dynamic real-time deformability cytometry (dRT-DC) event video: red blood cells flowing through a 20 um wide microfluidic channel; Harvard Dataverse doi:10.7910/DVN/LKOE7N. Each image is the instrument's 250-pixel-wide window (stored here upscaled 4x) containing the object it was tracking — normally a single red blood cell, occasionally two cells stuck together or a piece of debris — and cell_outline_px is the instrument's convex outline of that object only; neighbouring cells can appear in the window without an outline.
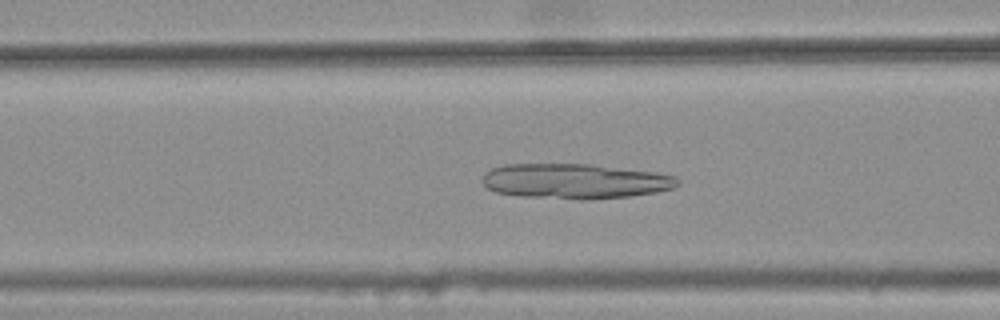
{"species": "common noctule bat (a hibernating species)", "species_latin": "Nyctalus noctula", "temperature_condition": "warm", "stored_images_in_passage": 35, "camera_frame_rate_fps": 3000, "um_per_image_px": 0.085, "animal": {"sex": "female", "body_mass_g": 25.1}, "frame": {"image": 1, "passage_image": 11, "time_ms": 3.333, "image_size_px": [1000, 320], "cell_outline_px": [[680, 184], [672, 188], [656, 192], [628, 196], [588, 200], [580, 200], [520, 196], [496, 192], [488, 188], [480, 180], [484, 172], [492, 168], [504, 164], [592, 164], [652, 172], [676, 176], [680, 180]], "centroid_in_image_um": [48.84, 15.4], "position_along_channel_um": 117.8, "area_um2": 40.11}}
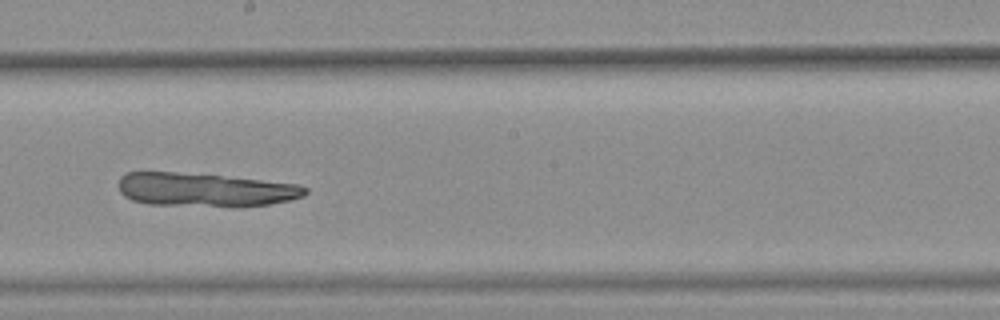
{"frame": {"image": 2, "passage_image": 20, "time_ms": 6.333, "image_size_px": [1000, 320], "cell_outline_px": [[308, 192], [304, 196], [288, 200], [268, 204], [236, 208], [148, 204], [132, 200], [124, 196], [120, 192], [120, 176], [128, 172], [176, 172], [220, 176], [300, 184], [308, 188]], "centroid_in_image_um": [17.44, 16.15], "position_along_channel_um": 230.8, "area_um2": 36.88}}
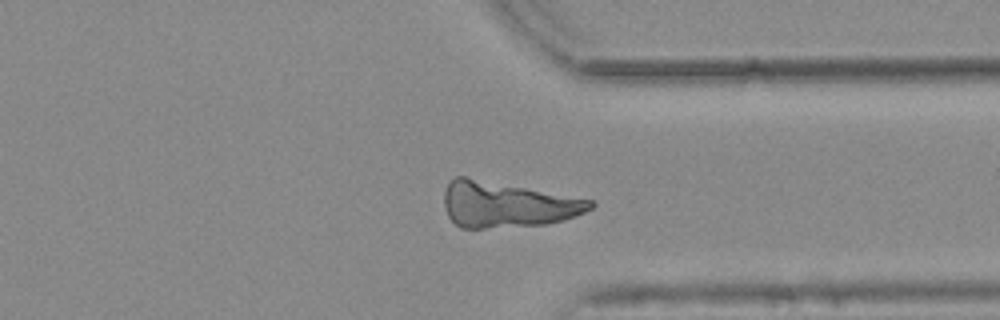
{"frame": {"image": 3, "passage_image": 31, "time_ms": 10.0, "image_size_px": [1000, 320], "cell_outline_px": [[596, 204], [592, 208], [576, 216], [564, 220], [544, 224], [484, 228], [460, 228], [448, 216], [444, 208], [444, 192], [448, 180], [456, 176], [464, 176], [592, 200]], "centroid_in_image_um": [43.05, 17.38], "position_along_channel_um": 368.4, "area_um2": 38.78}}